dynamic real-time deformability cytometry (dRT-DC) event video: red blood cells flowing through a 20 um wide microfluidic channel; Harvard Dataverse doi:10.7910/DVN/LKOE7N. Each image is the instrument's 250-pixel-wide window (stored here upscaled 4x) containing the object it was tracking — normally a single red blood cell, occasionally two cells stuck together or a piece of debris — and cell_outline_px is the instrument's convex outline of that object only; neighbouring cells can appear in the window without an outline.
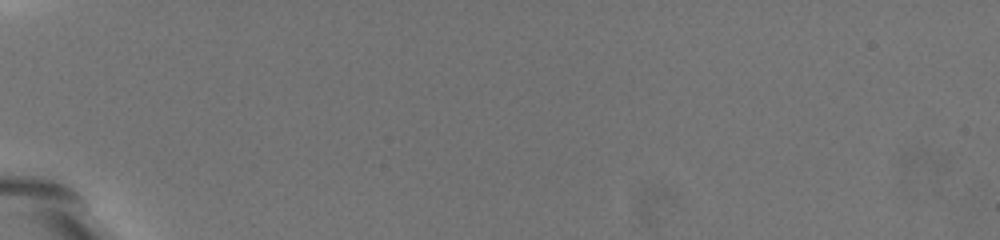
{"species": "common noctule bat (a hibernating species)", "species_latin": "Nyctalus noctula", "temperature_condition": "warm", "stored_images_in_passage": 2, "camera_frame_rate_fps": 3000, "um_per_image_px": 0.085, "animal": {"sex": "female", "body_mass_g": 19.5, "forearm_length_mm": 54.1}, "frame": {"image": 1, "passage_image": 1, "time_ms": 0.0, "image_size_px": [1000, 240], "cell_outline_px": [[264, 196], [260, 212], [256, 216], [232, 200], [192, 160], [188, 152], [180, 132], [188, 120], [212, 132], [244, 168], [260, 188]], "centroid_in_image_um": [18.87, 14.21], "position_along_channel_um": 66.1, "area_um2": 22.95}}